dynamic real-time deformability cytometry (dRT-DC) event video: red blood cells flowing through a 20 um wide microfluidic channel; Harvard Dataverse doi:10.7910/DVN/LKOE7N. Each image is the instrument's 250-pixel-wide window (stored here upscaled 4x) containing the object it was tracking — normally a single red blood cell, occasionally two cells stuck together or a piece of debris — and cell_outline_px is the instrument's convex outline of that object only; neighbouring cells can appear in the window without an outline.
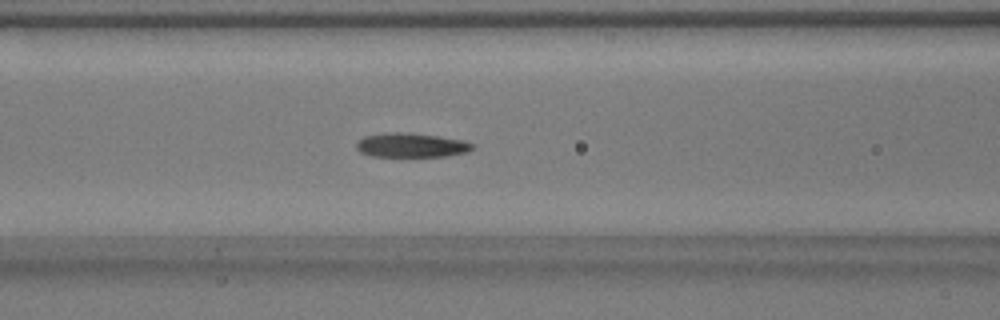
{"species": "common noctule bat (a hibernating species)", "species_latin": "Nyctalus noctula", "temperature_condition": "warm", "stored_images_in_passage": 49, "camera_frame_rate_fps": 3000, "um_per_image_px": 0.085, "animal": {"sex": "male", "body_mass_g": 17.9}, "frame": {"image": 1, "passage_image": 18, "time_ms": 5.667, "image_size_px": [1000, 320], "cell_outline_px": [[476, 148], [468, 152], [444, 156], [372, 156], [360, 152], [356, 148], [356, 144], [364, 136], [384, 132], [408, 132], [440, 136], [464, 140], [476, 144]], "centroid_in_image_um": [35.01, 12.32], "position_along_channel_um": 131.6, "area_um2": 16.65}}
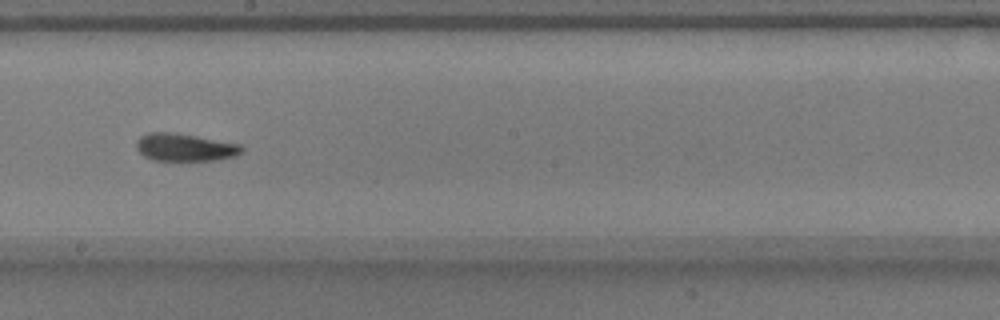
{"frame": {"image": 2, "passage_image": 26, "time_ms": 8.333, "image_size_px": [1000, 320], "cell_outline_px": [[244, 152], [236, 156], [216, 160], [152, 160], [144, 156], [136, 148], [136, 140], [140, 136], [148, 132], [176, 132], [240, 144], [244, 148]], "centroid_in_image_um": [15.72, 12.51], "position_along_channel_um": 232.5, "area_um2": 17.17}}
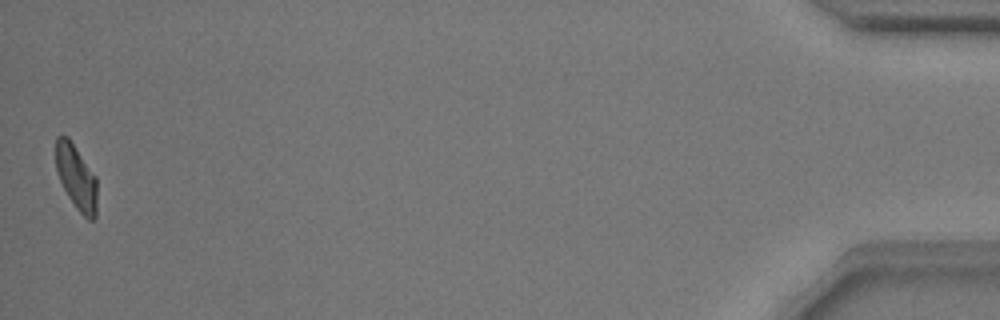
{"frame": {"image": 3, "passage_image": 49, "time_ms": 16.0, "image_size_px": [1000, 320], "cell_outline_px": [[96, 216], [92, 220], [88, 220], [76, 208], [68, 196], [60, 180], [56, 168], [56, 136], [68, 136], [96, 176]], "centroid_in_image_um": [6.49, 15.06], "position_along_channel_um": 428.7, "area_um2": 15.43}, "authors_computed_cell_mechanics": {"area_um2": 16.8198, "velocity_mm_per_s": 3.7857, "shape_relaxation_time_tau1_ms": 4.8598, "shape_relaxation_time_tau2_ms": 2.1647, "deformation_change_tau1": 0.1619, "deformation_change_tau2": 0.0795}}